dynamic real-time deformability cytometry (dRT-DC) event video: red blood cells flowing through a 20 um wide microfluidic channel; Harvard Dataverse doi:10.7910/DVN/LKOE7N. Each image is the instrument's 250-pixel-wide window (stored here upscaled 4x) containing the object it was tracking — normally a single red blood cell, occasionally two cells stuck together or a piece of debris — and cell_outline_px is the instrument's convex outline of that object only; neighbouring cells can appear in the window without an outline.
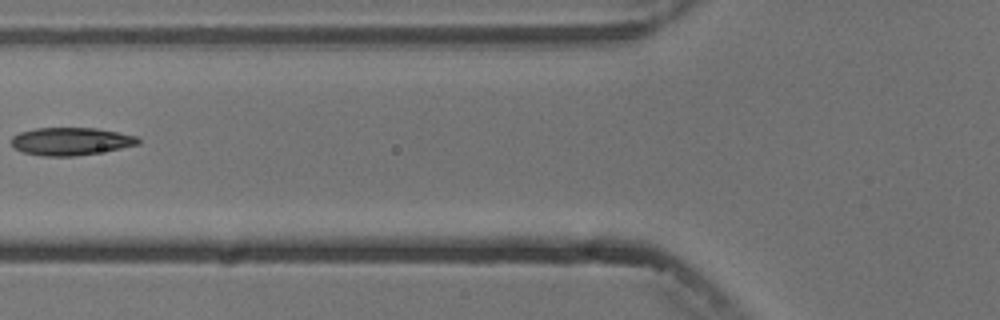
{"species": "common noctule bat (a hibernating species)", "species_latin": "Nyctalus noctula", "temperature_condition": "cold", "stored_images_in_passage": 6, "camera_frame_rate_fps": 3000, "um_per_image_px": 0.085, "animal": {"sex": "male", "body_mass_g": 13.3}, "frame": {"image": 1, "passage_image": 6, "time_ms": 6.667, "image_size_px": [1000, 320], "cell_outline_px": [[140, 144], [120, 148], [76, 156], [44, 156], [24, 152], [16, 148], [12, 144], [12, 136], [20, 132], [36, 128], [96, 128], [136, 136], [140, 140]], "centroid_in_image_um": [6.02, 12.01], "position_along_channel_um": 119.8, "area_um2": 20.23}}